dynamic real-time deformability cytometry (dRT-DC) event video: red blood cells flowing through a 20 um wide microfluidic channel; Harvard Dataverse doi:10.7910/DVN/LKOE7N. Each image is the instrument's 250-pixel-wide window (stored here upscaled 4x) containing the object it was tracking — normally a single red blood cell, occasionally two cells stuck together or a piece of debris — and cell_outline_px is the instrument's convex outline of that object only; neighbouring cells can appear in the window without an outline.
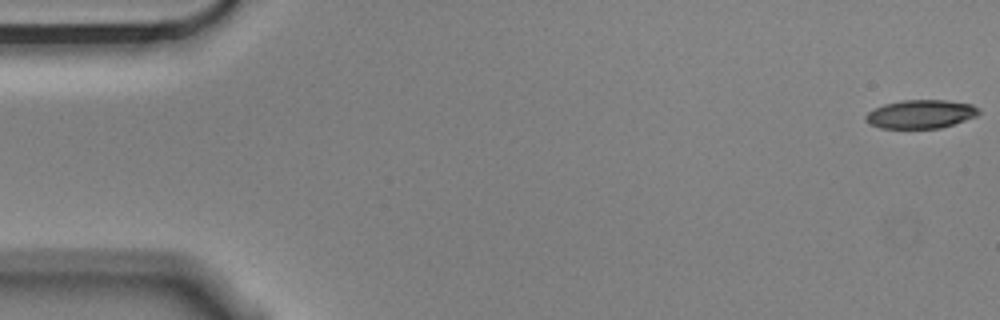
{"species": "Egyptian fruit bat (a non-hibernating species)", "species_latin": "Rousettus aegyptiacus", "temperature_condition": "cold", "stored_images_in_passage": 7, "camera_frame_rate_fps": 3000, "um_per_image_px": 0.085, "animal": {"sex": "male"}, "frame": {"image": 1, "passage_image": 1, "time_ms": 0.0, "image_size_px": [1000, 320], "cell_outline_px": [[980, 112], [976, 116], [940, 128], [880, 128], [868, 124], [864, 120], [864, 116], [868, 112], [884, 104], [904, 100], [944, 100], [972, 104], [980, 108]], "centroid_in_image_um": [78.24, 9.7], "position_along_channel_um": 6.8, "area_um2": 18.79}}
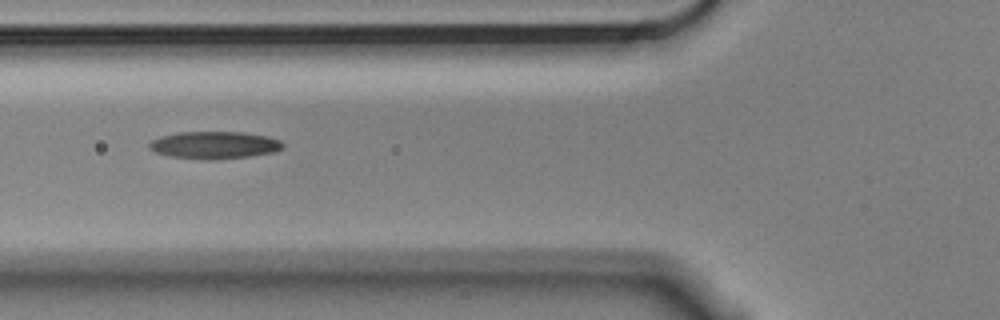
{"frame": {"image": 2, "passage_image": 6, "time_ms": 1.667, "image_size_px": [1000, 320], "cell_outline_px": [[284, 148], [276, 152], [248, 156], [212, 160], [208, 160], [168, 156], [156, 152], [148, 148], [148, 144], [152, 140], [160, 136], [180, 132], [240, 132], [268, 136], [280, 140], [284, 144]], "centroid_in_image_um": [18.23, 12.33], "position_along_channel_um": 107.6, "area_um2": 21.39}}
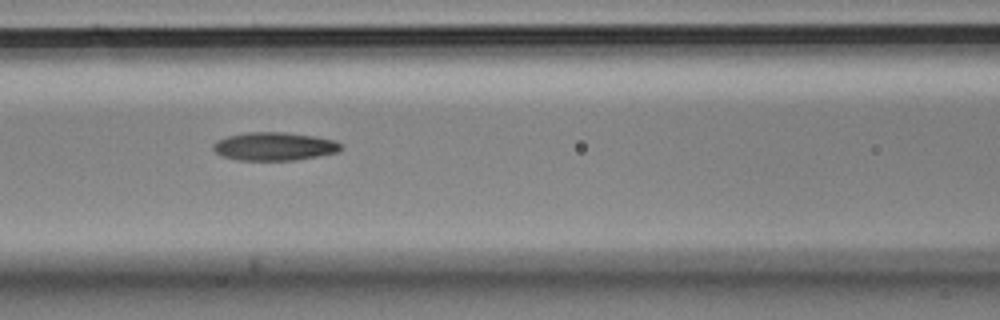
{"frame": {"image": 3, "passage_image": 7, "time_ms": 2.0, "image_size_px": [1000, 320], "cell_outline_px": [[344, 148], [336, 152], [296, 160], [240, 160], [224, 156], [216, 152], [212, 148], [212, 144], [216, 140], [228, 136], [244, 132], [284, 132], [316, 136], [336, 140]], "centroid_in_image_um": [23.32, 12.43], "position_along_channel_um": 143.3, "area_um2": 21.04}}